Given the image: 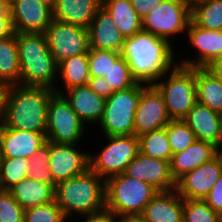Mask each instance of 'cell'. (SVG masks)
Wrapping results in <instances>:
<instances>
[{
  "label": "cell",
  "mask_w": 222,
  "mask_h": 222,
  "mask_svg": "<svg viewBox=\"0 0 222 222\" xmlns=\"http://www.w3.org/2000/svg\"><path fill=\"white\" fill-rule=\"evenodd\" d=\"M6 91H7V85L0 82V124L3 122L4 119Z\"/></svg>",
  "instance_id": "cell-46"
},
{
  "label": "cell",
  "mask_w": 222,
  "mask_h": 222,
  "mask_svg": "<svg viewBox=\"0 0 222 222\" xmlns=\"http://www.w3.org/2000/svg\"><path fill=\"white\" fill-rule=\"evenodd\" d=\"M40 3L49 7L52 11L54 10L58 0H38Z\"/></svg>",
  "instance_id": "cell-48"
},
{
  "label": "cell",
  "mask_w": 222,
  "mask_h": 222,
  "mask_svg": "<svg viewBox=\"0 0 222 222\" xmlns=\"http://www.w3.org/2000/svg\"><path fill=\"white\" fill-rule=\"evenodd\" d=\"M15 34L11 14L10 3H0V40L9 38Z\"/></svg>",
  "instance_id": "cell-40"
},
{
  "label": "cell",
  "mask_w": 222,
  "mask_h": 222,
  "mask_svg": "<svg viewBox=\"0 0 222 222\" xmlns=\"http://www.w3.org/2000/svg\"><path fill=\"white\" fill-rule=\"evenodd\" d=\"M90 130L92 129H88L79 119L66 97L54 92L48 105L45 131L47 141L58 144H87L84 140L87 136L90 138Z\"/></svg>",
  "instance_id": "cell-9"
},
{
  "label": "cell",
  "mask_w": 222,
  "mask_h": 222,
  "mask_svg": "<svg viewBox=\"0 0 222 222\" xmlns=\"http://www.w3.org/2000/svg\"><path fill=\"white\" fill-rule=\"evenodd\" d=\"M102 0H58L53 10V19L88 28Z\"/></svg>",
  "instance_id": "cell-24"
},
{
  "label": "cell",
  "mask_w": 222,
  "mask_h": 222,
  "mask_svg": "<svg viewBox=\"0 0 222 222\" xmlns=\"http://www.w3.org/2000/svg\"><path fill=\"white\" fill-rule=\"evenodd\" d=\"M87 29L90 48L121 53L126 38L102 6L97 10L92 23Z\"/></svg>",
  "instance_id": "cell-19"
},
{
  "label": "cell",
  "mask_w": 222,
  "mask_h": 222,
  "mask_svg": "<svg viewBox=\"0 0 222 222\" xmlns=\"http://www.w3.org/2000/svg\"><path fill=\"white\" fill-rule=\"evenodd\" d=\"M55 201L67 220L105 209V180L90 168L56 184Z\"/></svg>",
  "instance_id": "cell-3"
},
{
  "label": "cell",
  "mask_w": 222,
  "mask_h": 222,
  "mask_svg": "<svg viewBox=\"0 0 222 222\" xmlns=\"http://www.w3.org/2000/svg\"><path fill=\"white\" fill-rule=\"evenodd\" d=\"M0 3H10V0H0Z\"/></svg>",
  "instance_id": "cell-50"
},
{
  "label": "cell",
  "mask_w": 222,
  "mask_h": 222,
  "mask_svg": "<svg viewBox=\"0 0 222 222\" xmlns=\"http://www.w3.org/2000/svg\"><path fill=\"white\" fill-rule=\"evenodd\" d=\"M177 47L167 40L141 30L125 39L121 55L127 60L132 77L153 85L177 64Z\"/></svg>",
  "instance_id": "cell-1"
},
{
  "label": "cell",
  "mask_w": 222,
  "mask_h": 222,
  "mask_svg": "<svg viewBox=\"0 0 222 222\" xmlns=\"http://www.w3.org/2000/svg\"><path fill=\"white\" fill-rule=\"evenodd\" d=\"M119 217L108 209L76 218V222H118Z\"/></svg>",
  "instance_id": "cell-43"
},
{
  "label": "cell",
  "mask_w": 222,
  "mask_h": 222,
  "mask_svg": "<svg viewBox=\"0 0 222 222\" xmlns=\"http://www.w3.org/2000/svg\"><path fill=\"white\" fill-rule=\"evenodd\" d=\"M141 95V83L129 89L117 91L105 100L104 112L96 125V135H134L135 112ZM98 127V128H97ZM100 130V131H99Z\"/></svg>",
  "instance_id": "cell-8"
},
{
  "label": "cell",
  "mask_w": 222,
  "mask_h": 222,
  "mask_svg": "<svg viewBox=\"0 0 222 222\" xmlns=\"http://www.w3.org/2000/svg\"><path fill=\"white\" fill-rule=\"evenodd\" d=\"M219 151L222 150V112H220Z\"/></svg>",
  "instance_id": "cell-49"
},
{
  "label": "cell",
  "mask_w": 222,
  "mask_h": 222,
  "mask_svg": "<svg viewBox=\"0 0 222 222\" xmlns=\"http://www.w3.org/2000/svg\"><path fill=\"white\" fill-rule=\"evenodd\" d=\"M183 222H222V215L204 200L183 199Z\"/></svg>",
  "instance_id": "cell-34"
},
{
  "label": "cell",
  "mask_w": 222,
  "mask_h": 222,
  "mask_svg": "<svg viewBox=\"0 0 222 222\" xmlns=\"http://www.w3.org/2000/svg\"><path fill=\"white\" fill-rule=\"evenodd\" d=\"M171 121L162 95L153 85L141 83V95L135 112L134 135L165 128Z\"/></svg>",
  "instance_id": "cell-13"
},
{
  "label": "cell",
  "mask_w": 222,
  "mask_h": 222,
  "mask_svg": "<svg viewBox=\"0 0 222 222\" xmlns=\"http://www.w3.org/2000/svg\"><path fill=\"white\" fill-rule=\"evenodd\" d=\"M165 128L173 154L185 150L196 140L195 133L181 119L171 120Z\"/></svg>",
  "instance_id": "cell-35"
},
{
  "label": "cell",
  "mask_w": 222,
  "mask_h": 222,
  "mask_svg": "<svg viewBox=\"0 0 222 222\" xmlns=\"http://www.w3.org/2000/svg\"><path fill=\"white\" fill-rule=\"evenodd\" d=\"M183 121L195 133L197 140L213 144L219 150L220 113L196 103Z\"/></svg>",
  "instance_id": "cell-23"
},
{
  "label": "cell",
  "mask_w": 222,
  "mask_h": 222,
  "mask_svg": "<svg viewBox=\"0 0 222 222\" xmlns=\"http://www.w3.org/2000/svg\"><path fill=\"white\" fill-rule=\"evenodd\" d=\"M62 94L79 119L88 128H95L103 116L105 99L94 93L88 85L72 87Z\"/></svg>",
  "instance_id": "cell-20"
},
{
  "label": "cell",
  "mask_w": 222,
  "mask_h": 222,
  "mask_svg": "<svg viewBox=\"0 0 222 222\" xmlns=\"http://www.w3.org/2000/svg\"><path fill=\"white\" fill-rule=\"evenodd\" d=\"M118 222H147L141 215L122 216L119 217Z\"/></svg>",
  "instance_id": "cell-47"
},
{
  "label": "cell",
  "mask_w": 222,
  "mask_h": 222,
  "mask_svg": "<svg viewBox=\"0 0 222 222\" xmlns=\"http://www.w3.org/2000/svg\"><path fill=\"white\" fill-rule=\"evenodd\" d=\"M222 174V154L204 163L176 181L175 190L183 199L203 200Z\"/></svg>",
  "instance_id": "cell-15"
},
{
  "label": "cell",
  "mask_w": 222,
  "mask_h": 222,
  "mask_svg": "<svg viewBox=\"0 0 222 222\" xmlns=\"http://www.w3.org/2000/svg\"><path fill=\"white\" fill-rule=\"evenodd\" d=\"M100 136L101 147L89 152V168L105 181L115 175L124 173L128 164L138 155L139 137L135 135Z\"/></svg>",
  "instance_id": "cell-7"
},
{
  "label": "cell",
  "mask_w": 222,
  "mask_h": 222,
  "mask_svg": "<svg viewBox=\"0 0 222 222\" xmlns=\"http://www.w3.org/2000/svg\"><path fill=\"white\" fill-rule=\"evenodd\" d=\"M127 176L147 182L158 192L174 190L176 182L171 176L170 162L138 153L124 172Z\"/></svg>",
  "instance_id": "cell-17"
},
{
  "label": "cell",
  "mask_w": 222,
  "mask_h": 222,
  "mask_svg": "<svg viewBox=\"0 0 222 222\" xmlns=\"http://www.w3.org/2000/svg\"><path fill=\"white\" fill-rule=\"evenodd\" d=\"M130 2L137 14L143 19L151 11L156 10L163 0H130Z\"/></svg>",
  "instance_id": "cell-44"
},
{
  "label": "cell",
  "mask_w": 222,
  "mask_h": 222,
  "mask_svg": "<svg viewBox=\"0 0 222 222\" xmlns=\"http://www.w3.org/2000/svg\"><path fill=\"white\" fill-rule=\"evenodd\" d=\"M205 68L222 82V56L213 60Z\"/></svg>",
  "instance_id": "cell-45"
},
{
  "label": "cell",
  "mask_w": 222,
  "mask_h": 222,
  "mask_svg": "<svg viewBox=\"0 0 222 222\" xmlns=\"http://www.w3.org/2000/svg\"><path fill=\"white\" fill-rule=\"evenodd\" d=\"M15 33H43L53 19V11L38 0H10Z\"/></svg>",
  "instance_id": "cell-16"
},
{
  "label": "cell",
  "mask_w": 222,
  "mask_h": 222,
  "mask_svg": "<svg viewBox=\"0 0 222 222\" xmlns=\"http://www.w3.org/2000/svg\"><path fill=\"white\" fill-rule=\"evenodd\" d=\"M220 151L211 143L195 140L185 150L172 155L170 172L175 182L198 166L211 161Z\"/></svg>",
  "instance_id": "cell-21"
},
{
  "label": "cell",
  "mask_w": 222,
  "mask_h": 222,
  "mask_svg": "<svg viewBox=\"0 0 222 222\" xmlns=\"http://www.w3.org/2000/svg\"><path fill=\"white\" fill-rule=\"evenodd\" d=\"M46 141L45 132L16 130L0 124L2 157L29 159Z\"/></svg>",
  "instance_id": "cell-18"
},
{
  "label": "cell",
  "mask_w": 222,
  "mask_h": 222,
  "mask_svg": "<svg viewBox=\"0 0 222 222\" xmlns=\"http://www.w3.org/2000/svg\"><path fill=\"white\" fill-rule=\"evenodd\" d=\"M29 159L2 157L0 165V190H9L27 178Z\"/></svg>",
  "instance_id": "cell-32"
},
{
  "label": "cell",
  "mask_w": 222,
  "mask_h": 222,
  "mask_svg": "<svg viewBox=\"0 0 222 222\" xmlns=\"http://www.w3.org/2000/svg\"><path fill=\"white\" fill-rule=\"evenodd\" d=\"M88 86L94 93L98 94L105 100L115 93L113 88H109L108 82L104 77H90Z\"/></svg>",
  "instance_id": "cell-42"
},
{
  "label": "cell",
  "mask_w": 222,
  "mask_h": 222,
  "mask_svg": "<svg viewBox=\"0 0 222 222\" xmlns=\"http://www.w3.org/2000/svg\"><path fill=\"white\" fill-rule=\"evenodd\" d=\"M101 6L109 13L125 38L142 30V19L132 7L130 0H102Z\"/></svg>",
  "instance_id": "cell-27"
},
{
  "label": "cell",
  "mask_w": 222,
  "mask_h": 222,
  "mask_svg": "<svg viewBox=\"0 0 222 222\" xmlns=\"http://www.w3.org/2000/svg\"><path fill=\"white\" fill-rule=\"evenodd\" d=\"M56 201L25 209L24 222H66Z\"/></svg>",
  "instance_id": "cell-38"
},
{
  "label": "cell",
  "mask_w": 222,
  "mask_h": 222,
  "mask_svg": "<svg viewBox=\"0 0 222 222\" xmlns=\"http://www.w3.org/2000/svg\"><path fill=\"white\" fill-rule=\"evenodd\" d=\"M186 38L187 41L184 43H188L185 47L187 48L189 45L191 46L188 50H192V52L194 51V57L193 54L192 56L187 55V57L184 56V53L180 54L181 51L178 52V48L177 64L193 68L206 67L213 60L222 56V31L207 30L196 26L192 21H190L185 39L183 40H186Z\"/></svg>",
  "instance_id": "cell-12"
},
{
  "label": "cell",
  "mask_w": 222,
  "mask_h": 222,
  "mask_svg": "<svg viewBox=\"0 0 222 222\" xmlns=\"http://www.w3.org/2000/svg\"><path fill=\"white\" fill-rule=\"evenodd\" d=\"M8 191L24 209L55 201V189L51 185L28 177Z\"/></svg>",
  "instance_id": "cell-26"
},
{
  "label": "cell",
  "mask_w": 222,
  "mask_h": 222,
  "mask_svg": "<svg viewBox=\"0 0 222 222\" xmlns=\"http://www.w3.org/2000/svg\"><path fill=\"white\" fill-rule=\"evenodd\" d=\"M190 21L191 0H163L156 10L142 19V30L167 40L175 47V40L185 37Z\"/></svg>",
  "instance_id": "cell-10"
},
{
  "label": "cell",
  "mask_w": 222,
  "mask_h": 222,
  "mask_svg": "<svg viewBox=\"0 0 222 222\" xmlns=\"http://www.w3.org/2000/svg\"><path fill=\"white\" fill-rule=\"evenodd\" d=\"M82 146L88 145L50 142L49 170L56 183L80 175L89 169L91 151H87V147Z\"/></svg>",
  "instance_id": "cell-14"
},
{
  "label": "cell",
  "mask_w": 222,
  "mask_h": 222,
  "mask_svg": "<svg viewBox=\"0 0 222 222\" xmlns=\"http://www.w3.org/2000/svg\"><path fill=\"white\" fill-rule=\"evenodd\" d=\"M70 221H71V222H76L75 220H67L66 222H70Z\"/></svg>",
  "instance_id": "cell-52"
},
{
  "label": "cell",
  "mask_w": 222,
  "mask_h": 222,
  "mask_svg": "<svg viewBox=\"0 0 222 222\" xmlns=\"http://www.w3.org/2000/svg\"><path fill=\"white\" fill-rule=\"evenodd\" d=\"M1 159H2V154H1V143H0V165H1Z\"/></svg>",
  "instance_id": "cell-51"
},
{
  "label": "cell",
  "mask_w": 222,
  "mask_h": 222,
  "mask_svg": "<svg viewBox=\"0 0 222 222\" xmlns=\"http://www.w3.org/2000/svg\"><path fill=\"white\" fill-rule=\"evenodd\" d=\"M20 61L16 33L0 40V82L6 85L18 84Z\"/></svg>",
  "instance_id": "cell-29"
},
{
  "label": "cell",
  "mask_w": 222,
  "mask_h": 222,
  "mask_svg": "<svg viewBox=\"0 0 222 222\" xmlns=\"http://www.w3.org/2000/svg\"><path fill=\"white\" fill-rule=\"evenodd\" d=\"M157 192L147 182L121 173L105 181V208L118 217L141 215Z\"/></svg>",
  "instance_id": "cell-5"
},
{
  "label": "cell",
  "mask_w": 222,
  "mask_h": 222,
  "mask_svg": "<svg viewBox=\"0 0 222 222\" xmlns=\"http://www.w3.org/2000/svg\"><path fill=\"white\" fill-rule=\"evenodd\" d=\"M191 21L207 30L222 31V0H191Z\"/></svg>",
  "instance_id": "cell-30"
},
{
  "label": "cell",
  "mask_w": 222,
  "mask_h": 222,
  "mask_svg": "<svg viewBox=\"0 0 222 222\" xmlns=\"http://www.w3.org/2000/svg\"><path fill=\"white\" fill-rule=\"evenodd\" d=\"M153 86L162 95L171 120H183L197 103L196 67L176 64Z\"/></svg>",
  "instance_id": "cell-6"
},
{
  "label": "cell",
  "mask_w": 222,
  "mask_h": 222,
  "mask_svg": "<svg viewBox=\"0 0 222 222\" xmlns=\"http://www.w3.org/2000/svg\"><path fill=\"white\" fill-rule=\"evenodd\" d=\"M89 79L88 54L74 55L58 63V80L54 90L62 94L72 87L88 85Z\"/></svg>",
  "instance_id": "cell-25"
},
{
  "label": "cell",
  "mask_w": 222,
  "mask_h": 222,
  "mask_svg": "<svg viewBox=\"0 0 222 222\" xmlns=\"http://www.w3.org/2000/svg\"><path fill=\"white\" fill-rule=\"evenodd\" d=\"M215 212L222 215V174L203 199Z\"/></svg>",
  "instance_id": "cell-41"
},
{
  "label": "cell",
  "mask_w": 222,
  "mask_h": 222,
  "mask_svg": "<svg viewBox=\"0 0 222 222\" xmlns=\"http://www.w3.org/2000/svg\"><path fill=\"white\" fill-rule=\"evenodd\" d=\"M139 150L145 156L170 162L173 153L166 128L139 136Z\"/></svg>",
  "instance_id": "cell-31"
},
{
  "label": "cell",
  "mask_w": 222,
  "mask_h": 222,
  "mask_svg": "<svg viewBox=\"0 0 222 222\" xmlns=\"http://www.w3.org/2000/svg\"><path fill=\"white\" fill-rule=\"evenodd\" d=\"M49 50L57 63L74 55L88 54V29L52 19L44 32Z\"/></svg>",
  "instance_id": "cell-11"
},
{
  "label": "cell",
  "mask_w": 222,
  "mask_h": 222,
  "mask_svg": "<svg viewBox=\"0 0 222 222\" xmlns=\"http://www.w3.org/2000/svg\"><path fill=\"white\" fill-rule=\"evenodd\" d=\"M49 158L50 142L46 141V143L29 158L27 177L49 184L55 189L57 183L54 181L52 173L49 170Z\"/></svg>",
  "instance_id": "cell-33"
},
{
  "label": "cell",
  "mask_w": 222,
  "mask_h": 222,
  "mask_svg": "<svg viewBox=\"0 0 222 222\" xmlns=\"http://www.w3.org/2000/svg\"><path fill=\"white\" fill-rule=\"evenodd\" d=\"M54 92L47 87L7 85L2 123L11 129L45 132L49 99Z\"/></svg>",
  "instance_id": "cell-2"
},
{
  "label": "cell",
  "mask_w": 222,
  "mask_h": 222,
  "mask_svg": "<svg viewBox=\"0 0 222 222\" xmlns=\"http://www.w3.org/2000/svg\"><path fill=\"white\" fill-rule=\"evenodd\" d=\"M104 78L109 88H113L115 92L129 89L137 83L131 75L127 60L122 55L113 63Z\"/></svg>",
  "instance_id": "cell-36"
},
{
  "label": "cell",
  "mask_w": 222,
  "mask_h": 222,
  "mask_svg": "<svg viewBox=\"0 0 222 222\" xmlns=\"http://www.w3.org/2000/svg\"><path fill=\"white\" fill-rule=\"evenodd\" d=\"M24 213L8 190H0V222H24Z\"/></svg>",
  "instance_id": "cell-39"
},
{
  "label": "cell",
  "mask_w": 222,
  "mask_h": 222,
  "mask_svg": "<svg viewBox=\"0 0 222 222\" xmlns=\"http://www.w3.org/2000/svg\"><path fill=\"white\" fill-rule=\"evenodd\" d=\"M20 61L19 85L55 89L58 63L43 33H16Z\"/></svg>",
  "instance_id": "cell-4"
},
{
  "label": "cell",
  "mask_w": 222,
  "mask_h": 222,
  "mask_svg": "<svg viewBox=\"0 0 222 222\" xmlns=\"http://www.w3.org/2000/svg\"><path fill=\"white\" fill-rule=\"evenodd\" d=\"M197 102L222 112V82L205 67H196Z\"/></svg>",
  "instance_id": "cell-28"
},
{
  "label": "cell",
  "mask_w": 222,
  "mask_h": 222,
  "mask_svg": "<svg viewBox=\"0 0 222 222\" xmlns=\"http://www.w3.org/2000/svg\"><path fill=\"white\" fill-rule=\"evenodd\" d=\"M141 216L147 222H183V198L175 189L157 192Z\"/></svg>",
  "instance_id": "cell-22"
},
{
  "label": "cell",
  "mask_w": 222,
  "mask_h": 222,
  "mask_svg": "<svg viewBox=\"0 0 222 222\" xmlns=\"http://www.w3.org/2000/svg\"><path fill=\"white\" fill-rule=\"evenodd\" d=\"M120 56V52L90 48L88 52L90 77H104Z\"/></svg>",
  "instance_id": "cell-37"
}]
</instances>
